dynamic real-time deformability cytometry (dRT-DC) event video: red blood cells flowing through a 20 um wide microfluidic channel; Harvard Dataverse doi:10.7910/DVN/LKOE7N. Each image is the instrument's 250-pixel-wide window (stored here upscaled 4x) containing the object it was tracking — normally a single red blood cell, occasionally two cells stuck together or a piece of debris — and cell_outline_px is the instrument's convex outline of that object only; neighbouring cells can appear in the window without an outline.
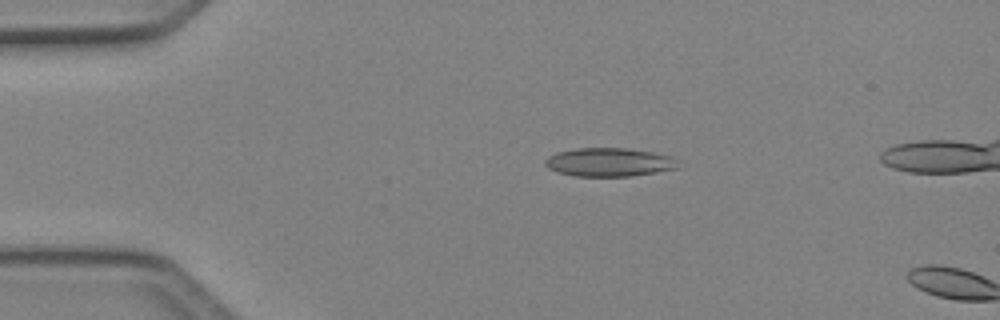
{"species": "Egyptian fruit bat (a non-hibernating species)", "species_latin": "Rousettus aegyptiacus", "temperature_condition": "cold", "stored_images_in_passage": 4, "camera_frame_rate_fps": 3000, "um_per_image_px": 0.085, "animal": {"sex": "female"}, "frame": {"image": 1, "passage_image": 3, "time_ms": 0.667, "image_size_px": [1000, 320], "cell_outline_px": [[680, 168], [632, 176], [576, 176], [560, 172], [548, 168], [544, 164], [544, 160], [548, 156], [556, 152], [576, 148], [628, 148], [676, 156]], "centroid_in_image_um": [51.83, 13.78], "position_along_channel_um": 33.2, "area_um2": 22.37}}